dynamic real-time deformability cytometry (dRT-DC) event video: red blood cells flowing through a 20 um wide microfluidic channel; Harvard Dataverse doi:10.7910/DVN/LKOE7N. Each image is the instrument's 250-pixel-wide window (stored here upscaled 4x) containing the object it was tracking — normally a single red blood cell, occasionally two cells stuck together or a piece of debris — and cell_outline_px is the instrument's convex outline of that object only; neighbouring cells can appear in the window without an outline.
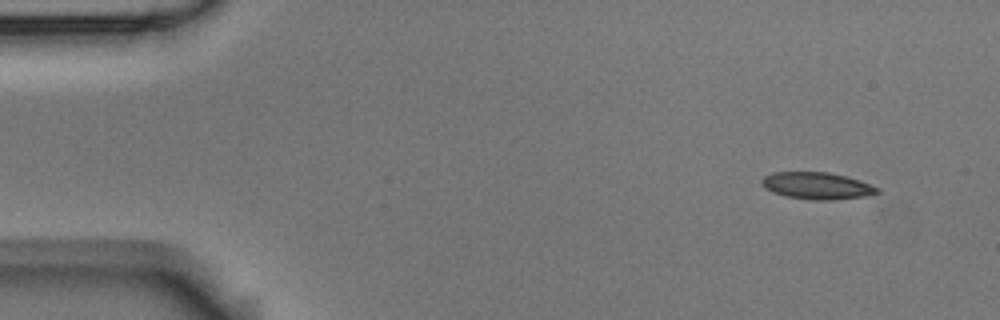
{"species": "Egyptian fruit bat (a non-hibernating species)", "species_latin": "Rousettus aegyptiacus", "temperature_condition": "room temperature", "stored_images_in_passage": 5, "segment_of_instrument_passage": [1, 2], "camera_frame_rate_fps": 3000, "um_per_image_px": 0.085, "animal": {"sex": "male"}, "frame": {"image": 1, "passage_image": 1, "time_ms": 0.0, "image_size_px": [1000, 320], "cell_outline_px": [[880, 192], [868, 196], [832, 200], [812, 200], [784, 196], [772, 192], [764, 188], [760, 184], [760, 180], [764, 176], [772, 172], [828, 172], [848, 176], [860, 180], [880, 188]], "centroid_in_image_um": [69.44, 15.79], "position_along_channel_um": 15.6, "area_um2": 18.5}}